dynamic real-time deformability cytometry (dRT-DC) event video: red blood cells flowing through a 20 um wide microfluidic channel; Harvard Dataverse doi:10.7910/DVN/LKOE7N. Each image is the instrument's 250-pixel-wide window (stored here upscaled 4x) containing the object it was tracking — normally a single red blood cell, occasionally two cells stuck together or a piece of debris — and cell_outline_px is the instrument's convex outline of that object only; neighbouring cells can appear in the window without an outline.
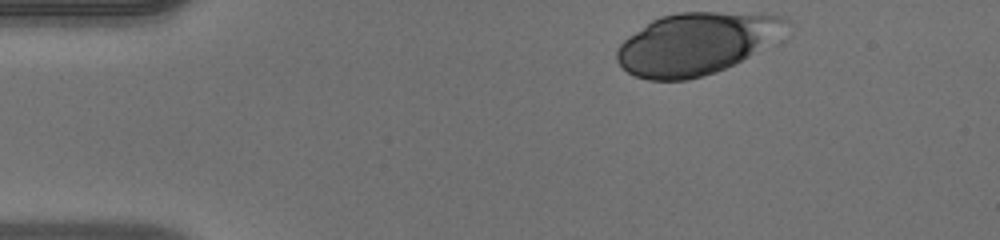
{"species": "human", "species_latin": "Homo sapiens", "temperature_condition": "warm", "stored_images_in_passage": 35, "camera_frame_rate_fps": 3000, "um_per_image_px": 0.085, "donor": {"sex": "male"}, "frame": {"image": 1, "passage_image": 1, "time_ms": 0.0, "image_size_px": [1000, 240], "cell_outline_px": [[792, 24], [748, 56], [716, 72], [688, 80], [648, 80], [636, 76], [628, 72], [616, 60], [616, 52], [620, 44], [628, 36], [652, 20], [660, 16], [676, 12], [764, 12], [784, 16]], "centroid_in_image_um": [59.16, 3.67], "position_along_channel_um": 25.8, "area_um2": 60.75}}